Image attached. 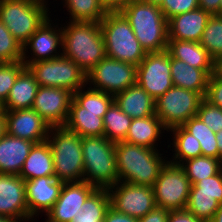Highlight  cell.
Masks as SVG:
<instances>
[{
  "instance_id": "15",
  "label": "cell",
  "mask_w": 222,
  "mask_h": 222,
  "mask_svg": "<svg viewBox=\"0 0 222 222\" xmlns=\"http://www.w3.org/2000/svg\"><path fill=\"white\" fill-rule=\"evenodd\" d=\"M73 92L58 87L39 86L32 106L50 127L65 126Z\"/></svg>"
},
{
  "instance_id": "33",
  "label": "cell",
  "mask_w": 222,
  "mask_h": 222,
  "mask_svg": "<svg viewBox=\"0 0 222 222\" xmlns=\"http://www.w3.org/2000/svg\"><path fill=\"white\" fill-rule=\"evenodd\" d=\"M182 127L198 139L202 156L219 159L216 133L204 124L198 116L191 117Z\"/></svg>"
},
{
  "instance_id": "24",
  "label": "cell",
  "mask_w": 222,
  "mask_h": 222,
  "mask_svg": "<svg viewBox=\"0 0 222 222\" xmlns=\"http://www.w3.org/2000/svg\"><path fill=\"white\" fill-rule=\"evenodd\" d=\"M105 113L83 111V107L73 99L65 127L80 137L104 136Z\"/></svg>"
},
{
  "instance_id": "17",
  "label": "cell",
  "mask_w": 222,
  "mask_h": 222,
  "mask_svg": "<svg viewBox=\"0 0 222 222\" xmlns=\"http://www.w3.org/2000/svg\"><path fill=\"white\" fill-rule=\"evenodd\" d=\"M0 215L29 221L25 181L19 175L0 173Z\"/></svg>"
},
{
  "instance_id": "48",
  "label": "cell",
  "mask_w": 222,
  "mask_h": 222,
  "mask_svg": "<svg viewBox=\"0 0 222 222\" xmlns=\"http://www.w3.org/2000/svg\"><path fill=\"white\" fill-rule=\"evenodd\" d=\"M221 0H198L199 8L211 15H219V4Z\"/></svg>"
},
{
  "instance_id": "39",
  "label": "cell",
  "mask_w": 222,
  "mask_h": 222,
  "mask_svg": "<svg viewBox=\"0 0 222 222\" xmlns=\"http://www.w3.org/2000/svg\"><path fill=\"white\" fill-rule=\"evenodd\" d=\"M23 61L0 63V101L4 103L18 75L25 69Z\"/></svg>"
},
{
  "instance_id": "2",
  "label": "cell",
  "mask_w": 222,
  "mask_h": 222,
  "mask_svg": "<svg viewBox=\"0 0 222 222\" xmlns=\"http://www.w3.org/2000/svg\"><path fill=\"white\" fill-rule=\"evenodd\" d=\"M115 153L119 181L135 185L152 187L168 161L158 149L124 141L115 143Z\"/></svg>"
},
{
  "instance_id": "13",
  "label": "cell",
  "mask_w": 222,
  "mask_h": 222,
  "mask_svg": "<svg viewBox=\"0 0 222 222\" xmlns=\"http://www.w3.org/2000/svg\"><path fill=\"white\" fill-rule=\"evenodd\" d=\"M107 190L112 208L137 219L144 217L156 206L153 188L150 186L119 181Z\"/></svg>"
},
{
  "instance_id": "40",
  "label": "cell",
  "mask_w": 222,
  "mask_h": 222,
  "mask_svg": "<svg viewBox=\"0 0 222 222\" xmlns=\"http://www.w3.org/2000/svg\"><path fill=\"white\" fill-rule=\"evenodd\" d=\"M197 116L206 124L214 133L222 130V108L213 105L205 97L200 103Z\"/></svg>"
},
{
  "instance_id": "44",
  "label": "cell",
  "mask_w": 222,
  "mask_h": 222,
  "mask_svg": "<svg viewBox=\"0 0 222 222\" xmlns=\"http://www.w3.org/2000/svg\"><path fill=\"white\" fill-rule=\"evenodd\" d=\"M167 222H205V221L197 218L187 209H182V210L169 211Z\"/></svg>"
},
{
  "instance_id": "52",
  "label": "cell",
  "mask_w": 222,
  "mask_h": 222,
  "mask_svg": "<svg viewBox=\"0 0 222 222\" xmlns=\"http://www.w3.org/2000/svg\"><path fill=\"white\" fill-rule=\"evenodd\" d=\"M211 222H222V204H220L218 210L215 212Z\"/></svg>"
},
{
  "instance_id": "30",
  "label": "cell",
  "mask_w": 222,
  "mask_h": 222,
  "mask_svg": "<svg viewBox=\"0 0 222 222\" xmlns=\"http://www.w3.org/2000/svg\"><path fill=\"white\" fill-rule=\"evenodd\" d=\"M110 207L107 189H96L70 222H103Z\"/></svg>"
},
{
  "instance_id": "10",
  "label": "cell",
  "mask_w": 222,
  "mask_h": 222,
  "mask_svg": "<svg viewBox=\"0 0 222 222\" xmlns=\"http://www.w3.org/2000/svg\"><path fill=\"white\" fill-rule=\"evenodd\" d=\"M152 188L156 206L169 211L186 209L191 183L181 165L168 159Z\"/></svg>"
},
{
  "instance_id": "28",
  "label": "cell",
  "mask_w": 222,
  "mask_h": 222,
  "mask_svg": "<svg viewBox=\"0 0 222 222\" xmlns=\"http://www.w3.org/2000/svg\"><path fill=\"white\" fill-rule=\"evenodd\" d=\"M167 51L178 60L200 69H213L214 59L207 50L194 41L168 40Z\"/></svg>"
},
{
  "instance_id": "23",
  "label": "cell",
  "mask_w": 222,
  "mask_h": 222,
  "mask_svg": "<svg viewBox=\"0 0 222 222\" xmlns=\"http://www.w3.org/2000/svg\"><path fill=\"white\" fill-rule=\"evenodd\" d=\"M114 102L132 119L155 115V100L137 83L115 95Z\"/></svg>"
},
{
  "instance_id": "9",
  "label": "cell",
  "mask_w": 222,
  "mask_h": 222,
  "mask_svg": "<svg viewBox=\"0 0 222 222\" xmlns=\"http://www.w3.org/2000/svg\"><path fill=\"white\" fill-rule=\"evenodd\" d=\"M203 98L199 92L173 86L155 101V114L168 131L197 116Z\"/></svg>"
},
{
  "instance_id": "4",
  "label": "cell",
  "mask_w": 222,
  "mask_h": 222,
  "mask_svg": "<svg viewBox=\"0 0 222 222\" xmlns=\"http://www.w3.org/2000/svg\"><path fill=\"white\" fill-rule=\"evenodd\" d=\"M84 181L97 189H108L119 182L115 142L104 136L81 137Z\"/></svg>"
},
{
  "instance_id": "18",
  "label": "cell",
  "mask_w": 222,
  "mask_h": 222,
  "mask_svg": "<svg viewBox=\"0 0 222 222\" xmlns=\"http://www.w3.org/2000/svg\"><path fill=\"white\" fill-rule=\"evenodd\" d=\"M64 182L55 176H44L25 181L29 220L34 221L40 213H47L60 196ZM35 216V217H34Z\"/></svg>"
},
{
  "instance_id": "5",
  "label": "cell",
  "mask_w": 222,
  "mask_h": 222,
  "mask_svg": "<svg viewBox=\"0 0 222 222\" xmlns=\"http://www.w3.org/2000/svg\"><path fill=\"white\" fill-rule=\"evenodd\" d=\"M47 141L53 155L55 178L64 183L84 181L81 137L59 126L50 128Z\"/></svg>"
},
{
  "instance_id": "16",
  "label": "cell",
  "mask_w": 222,
  "mask_h": 222,
  "mask_svg": "<svg viewBox=\"0 0 222 222\" xmlns=\"http://www.w3.org/2000/svg\"><path fill=\"white\" fill-rule=\"evenodd\" d=\"M96 189L86 181L64 183L59 198L45 214L46 222H70Z\"/></svg>"
},
{
  "instance_id": "45",
  "label": "cell",
  "mask_w": 222,
  "mask_h": 222,
  "mask_svg": "<svg viewBox=\"0 0 222 222\" xmlns=\"http://www.w3.org/2000/svg\"><path fill=\"white\" fill-rule=\"evenodd\" d=\"M169 210L155 206L144 217L138 219V222H167Z\"/></svg>"
},
{
  "instance_id": "29",
  "label": "cell",
  "mask_w": 222,
  "mask_h": 222,
  "mask_svg": "<svg viewBox=\"0 0 222 222\" xmlns=\"http://www.w3.org/2000/svg\"><path fill=\"white\" fill-rule=\"evenodd\" d=\"M173 134V144H169L168 148H172L173 156L169 161L174 164L181 165L186 160L202 156V150L198 139L186 131L182 126H176L167 131Z\"/></svg>"
},
{
  "instance_id": "38",
  "label": "cell",
  "mask_w": 222,
  "mask_h": 222,
  "mask_svg": "<svg viewBox=\"0 0 222 222\" xmlns=\"http://www.w3.org/2000/svg\"><path fill=\"white\" fill-rule=\"evenodd\" d=\"M23 57L22 44L11 34L0 21V63L21 61Z\"/></svg>"
},
{
  "instance_id": "50",
  "label": "cell",
  "mask_w": 222,
  "mask_h": 222,
  "mask_svg": "<svg viewBox=\"0 0 222 222\" xmlns=\"http://www.w3.org/2000/svg\"><path fill=\"white\" fill-rule=\"evenodd\" d=\"M7 134L6 118L4 112L0 114V139Z\"/></svg>"
},
{
  "instance_id": "1",
  "label": "cell",
  "mask_w": 222,
  "mask_h": 222,
  "mask_svg": "<svg viewBox=\"0 0 222 222\" xmlns=\"http://www.w3.org/2000/svg\"><path fill=\"white\" fill-rule=\"evenodd\" d=\"M62 28V55L86 74L106 57L101 25L97 22H69ZM63 26V27H62Z\"/></svg>"
},
{
  "instance_id": "37",
  "label": "cell",
  "mask_w": 222,
  "mask_h": 222,
  "mask_svg": "<svg viewBox=\"0 0 222 222\" xmlns=\"http://www.w3.org/2000/svg\"><path fill=\"white\" fill-rule=\"evenodd\" d=\"M215 59L222 55V16L211 15L199 42Z\"/></svg>"
},
{
  "instance_id": "26",
  "label": "cell",
  "mask_w": 222,
  "mask_h": 222,
  "mask_svg": "<svg viewBox=\"0 0 222 222\" xmlns=\"http://www.w3.org/2000/svg\"><path fill=\"white\" fill-rule=\"evenodd\" d=\"M53 155L47 140L34 143L19 176L28 181L44 176H55Z\"/></svg>"
},
{
  "instance_id": "57",
  "label": "cell",
  "mask_w": 222,
  "mask_h": 222,
  "mask_svg": "<svg viewBox=\"0 0 222 222\" xmlns=\"http://www.w3.org/2000/svg\"><path fill=\"white\" fill-rule=\"evenodd\" d=\"M37 1L40 2V3H43V4H45V5H49V4H47V3H48L47 0H37Z\"/></svg>"
},
{
  "instance_id": "8",
  "label": "cell",
  "mask_w": 222,
  "mask_h": 222,
  "mask_svg": "<svg viewBox=\"0 0 222 222\" xmlns=\"http://www.w3.org/2000/svg\"><path fill=\"white\" fill-rule=\"evenodd\" d=\"M42 87L65 88L73 93L86 87V73L71 59L60 56L54 59L25 64Z\"/></svg>"
},
{
  "instance_id": "12",
  "label": "cell",
  "mask_w": 222,
  "mask_h": 222,
  "mask_svg": "<svg viewBox=\"0 0 222 222\" xmlns=\"http://www.w3.org/2000/svg\"><path fill=\"white\" fill-rule=\"evenodd\" d=\"M170 54L162 52L146 53L137 66L136 83L155 101L173 87Z\"/></svg>"
},
{
  "instance_id": "3",
  "label": "cell",
  "mask_w": 222,
  "mask_h": 222,
  "mask_svg": "<svg viewBox=\"0 0 222 222\" xmlns=\"http://www.w3.org/2000/svg\"><path fill=\"white\" fill-rule=\"evenodd\" d=\"M120 12L129 21L146 53L167 50L168 20L159 6L144 1H133Z\"/></svg>"
},
{
  "instance_id": "54",
  "label": "cell",
  "mask_w": 222,
  "mask_h": 222,
  "mask_svg": "<svg viewBox=\"0 0 222 222\" xmlns=\"http://www.w3.org/2000/svg\"><path fill=\"white\" fill-rule=\"evenodd\" d=\"M0 222H18V221L11 219L9 217L0 215Z\"/></svg>"
},
{
  "instance_id": "53",
  "label": "cell",
  "mask_w": 222,
  "mask_h": 222,
  "mask_svg": "<svg viewBox=\"0 0 222 222\" xmlns=\"http://www.w3.org/2000/svg\"><path fill=\"white\" fill-rule=\"evenodd\" d=\"M146 3H150L152 5H157V6H161L162 3L164 2V0H143Z\"/></svg>"
},
{
  "instance_id": "36",
  "label": "cell",
  "mask_w": 222,
  "mask_h": 222,
  "mask_svg": "<svg viewBox=\"0 0 222 222\" xmlns=\"http://www.w3.org/2000/svg\"><path fill=\"white\" fill-rule=\"evenodd\" d=\"M86 89L83 87L73 93V99L83 107V111L107 112V109L114 102V96L91 89L89 86H86Z\"/></svg>"
},
{
  "instance_id": "21",
  "label": "cell",
  "mask_w": 222,
  "mask_h": 222,
  "mask_svg": "<svg viewBox=\"0 0 222 222\" xmlns=\"http://www.w3.org/2000/svg\"><path fill=\"white\" fill-rule=\"evenodd\" d=\"M171 78L173 86L181 87L206 96L208 82L213 69H200L170 55Z\"/></svg>"
},
{
  "instance_id": "56",
  "label": "cell",
  "mask_w": 222,
  "mask_h": 222,
  "mask_svg": "<svg viewBox=\"0 0 222 222\" xmlns=\"http://www.w3.org/2000/svg\"><path fill=\"white\" fill-rule=\"evenodd\" d=\"M3 112H4L3 103L0 101V114H2Z\"/></svg>"
},
{
  "instance_id": "7",
  "label": "cell",
  "mask_w": 222,
  "mask_h": 222,
  "mask_svg": "<svg viewBox=\"0 0 222 222\" xmlns=\"http://www.w3.org/2000/svg\"><path fill=\"white\" fill-rule=\"evenodd\" d=\"M50 13L49 7L37 0H0V21L22 45Z\"/></svg>"
},
{
  "instance_id": "20",
  "label": "cell",
  "mask_w": 222,
  "mask_h": 222,
  "mask_svg": "<svg viewBox=\"0 0 222 222\" xmlns=\"http://www.w3.org/2000/svg\"><path fill=\"white\" fill-rule=\"evenodd\" d=\"M210 17L201 8L173 16L168 20V40L200 42Z\"/></svg>"
},
{
  "instance_id": "51",
  "label": "cell",
  "mask_w": 222,
  "mask_h": 222,
  "mask_svg": "<svg viewBox=\"0 0 222 222\" xmlns=\"http://www.w3.org/2000/svg\"><path fill=\"white\" fill-rule=\"evenodd\" d=\"M216 140L219 149V159L222 160V130L216 133Z\"/></svg>"
},
{
  "instance_id": "43",
  "label": "cell",
  "mask_w": 222,
  "mask_h": 222,
  "mask_svg": "<svg viewBox=\"0 0 222 222\" xmlns=\"http://www.w3.org/2000/svg\"><path fill=\"white\" fill-rule=\"evenodd\" d=\"M205 98L213 105L222 108V79L210 76Z\"/></svg>"
},
{
  "instance_id": "14",
  "label": "cell",
  "mask_w": 222,
  "mask_h": 222,
  "mask_svg": "<svg viewBox=\"0 0 222 222\" xmlns=\"http://www.w3.org/2000/svg\"><path fill=\"white\" fill-rule=\"evenodd\" d=\"M52 21L50 17L46 19L36 32L22 45V61L24 64L62 56V51H60L62 48V28L61 26L58 27L60 24L57 23L55 25ZM28 49L33 53L30 54L31 57L27 54L29 53Z\"/></svg>"
},
{
  "instance_id": "22",
  "label": "cell",
  "mask_w": 222,
  "mask_h": 222,
  "mask_svg": "<svg viewBox=\"0 0 222 222\" xmlns=\"http://www.w3.org/2000/svg\"><path fill=\"white\" fill-rule=\"evenodd\" d=\"M33 145L9 134L0 139V173L19 175Z\"/></svg>"
},
{
  "instance_id": "27",
  "label": "cell",
  "mask_w": 222,
  "mask_h": 222,
  "mask_svg": "<svg viewBox=\"0 0 222 222\" xmlns=\"http://www.w3.org/2000/svg\"><path fill=\"white\" fill-rule=\"evenodd\" d=\"M39 84L30 71L25 68L15 80L6 101L3 103L4 111L17 109H31Z\"/></svg>"
},
{
  "instance_id": "55",
  "label": "cell",
  "mask_w": 222,
  "mask_h": 222,
  "mask_svg": "<svg viewBox=\"0 0 222 222\" xmlns=\"http://www.w3.org/2000/svg\"><path fill=\"white\" fill-rule=\"evenodd\" d=\"M219 15L222 16V0L220 1V4H219Z\"/></svg>"
},
{
  "instance_id": "25",
  "label": "cell",
  "mask_w": 222,
  "mask_h": 222,
  "mask_svg": "<svg viewBox=\"0 0 222 222\" xmlns=\"http://www.w3.org/2000/svg\"><path fill=\"white\" fill-rule=\"evenodd\" d=\"M164 130L167 131L156 114L146 118H135L132 120L124 142L157 149L156 141L161 139V134L165 133Z\"/></svg>"
},
{
  "instance_id": "49",
  "label": "cell",
  "mask_w": 222,
  "mask_h": 222,
  "mask_svg": "<svg viewBox=\"0 0 222 222\" xmlns=\"http://www.w3.org/2000/svg\"><path fill=\"white\" fill-rule=\"evenodd\" d=\"M216 78L222 79V55L214 59L213 73Z\"/></svg>"
},
{
  "instance_id": "31",
  "label": "cell",
  "mask_w": 222,
  "mask_h": 222,
  "mask_svg": "<svg viewBox=\"0 0 222 222\" xmlns=\"http://www.w3.org/2000/svg\"><path fill=\"white\" fill-rule=\"evenodd\" d=\"M70 22L100 23L107 11L99 0H63Z\"/></svg>"
},
{
  "instance_id": "34",
  "label": "cell",
  "mask_w": 222,
  "mask_h": 222,
  "mask_svg": "<svg viewBox=\"0 0 222 222\" xmlns=\"http://www.w3.org/2000/svg\"><path fill=\"white\" fill-rule=\"evenodd\" d=\"M191 185L218 174L222 170V160L200 156L186 160L181 164Z\"/></svg>"
},
{
  "instance_id": "46",
  "label": "cell",
  "mask_w": 222,
  "mask_h": 222,
  "mask_svg": "<svg viewBox=\"0 0 222 222\" xmlns=\"http://www.w3.org/2000/svg\"><path fill=\"white\" fill-rule=\"evenodd\" d=\"M103 222H138V219L118 212L110 206L106 212Z\"/></svg>"
},
{
  "instance_id": "41",
  "label": "cell",
  "mask_w": 222,
  "mask_h": 222,
  "mask_svg": "<svg viewBox=\"0 0 222 222\" xmlns=\"http://www.w3.org/2000/svg\"><path fill=\"white\" fill-rule=\"evenodd\" d=\"M199 8L198 0H164L160 9L169 20L175 15L186 13Z\"/></svg>"
},
{
  "instance_id": "19",
  "label": "cell",
  "mask_w": 222,
  "mask_h": 222,
  "mask_svg": "<svg viewBox=\"0 0 222 222\" xmlns=\"http://www.w3.org/2000/svg\"><path fill=\"white\" fill-rule=\"evenodd\" d=\"M7 134L39 143L47 140L50 126L34 109L4 111Z\"/></svg>"
},
{
  "instance_id": "42",
  "label": "cell",
  "mask_w": 222,
  "mask_h": 222,
  "mask_svg": "<svg viewBox=\"0 0 222 222\" xmlns=\"http://www.w3.org/2000/svg\"><path fill=\"white\" fill-rule=\"evenodd\" d=\"M190 193L222 195V170L214 176L191 185Z\"/></svg>"
},
{
  "instance_id": "11",
  "label": "cell",
  "mask_w": 222,
  "mask_h": 222,
  "mask_svg": "<svg viewBox=\"0 0 222 222\" xmlns=\"http://www.w3.org/2000/svg\"><path fill=\"white\" fill-rule=\"evenodd\" d=\"M137 66L105 57L86 74V84L91 89L112 96L136 84Z\"/></svg>"
},
{
  "instance_id": "47",
  "label": "cell",
  "mask_w": 222,
  "mask_h": 222,
  "mask_svg": "<svg viewBox=\"0 0 222 222\" xmlns=\"http://www.w3.org/2000/svg\"><path fill=\"white\" fill-rule=\"evenodd\" d=\"M107 12H119L125 8L131 0H99Z\"/></svg>"
},
{
  "instance_id": "6",
  "label": "cell",
  "mask_w": 222,
  "mask_h": 222,
  "mask_svg": "<svg viewBox=\"0 0 222 222\" xmlns=\"http://www.w3.org/2000/svg\"><path fill=\"white\" fill-rule=\"evenodd\" d=\"M106 57L136 66L145 58L129 21L119 12H107L100 22Z\"/></svg>"
},
{
  "instance_id": "32",
  "label": "cell",
  "mask_w": 222,
  "mask_h": 222,
  "mask_svg": "<svg viewBox=\"0 0 222 222\" xmlns=\"http://www.w3.org/2000/svg\"><path fill=\"white\" fill-rule=\"evenodd\" d=\"M132 120L113 102L103 117L104 137L115 143L124 141Z\"/></svg>"
},
{
  "instance_id": "35",
  "label": "cell",
  "mask_w": 222,
  "mask_h": 222,
  "mask_svg": "<svg viewBox=\"0 0 222 222\" xmlns=\"http://www.w3.org/2000/svg\"><path fill=\"white\" fill-rule=\"evenodd\" d=\"M220 204H222V195L189 193L186 209L197 218L211 222Z\"/></svg>"
}]
</instances>
